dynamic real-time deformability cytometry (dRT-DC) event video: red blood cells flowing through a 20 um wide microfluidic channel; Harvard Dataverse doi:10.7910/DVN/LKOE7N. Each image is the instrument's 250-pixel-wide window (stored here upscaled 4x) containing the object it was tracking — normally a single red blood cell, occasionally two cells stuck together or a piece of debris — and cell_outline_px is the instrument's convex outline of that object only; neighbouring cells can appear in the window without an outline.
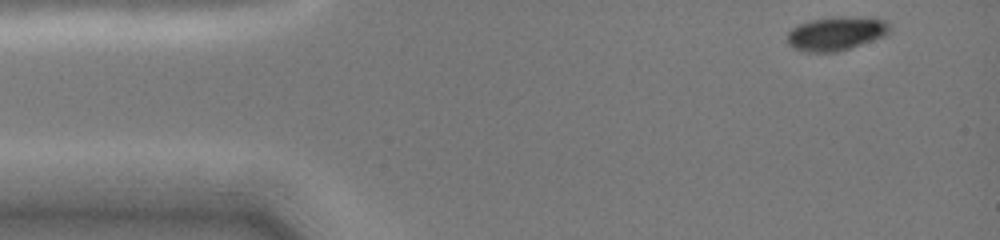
{"species": "common noctule bat (a hibernating species)", "species_latin": "Nyctalus noctula", "temperature_condition": "cold", "stored_images_in_passage": 47, "camera_frame_rate_fps": 3000, "um_per_image_px": 0.085, "animal": {"sex": "female", "body_mass_g": 19.0, "forearm_length_mm": 51.5}, "frame": {"image": 1, "passage_image": 1, "time_ms": 0.0, "image_size_px": [1000, 240], "cell_outline_px": [[888, 32], [884, 36], [852, 48], [836, 52], [808, 52], [792, 48], [788, 44], [788, 32], [792, 28], [800, 24], [812, 20], [884, 20], [888, 24]], "centroid_in_image_um": [70.98, 2.94], "position_along_channel_um": 14.0, "area_um2": 18.79}}
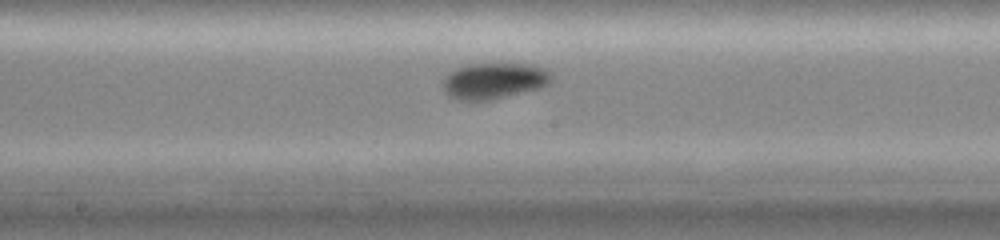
{"frame": {"image": 2, "passage_image": 24, "time_ms": 7.0, "image_size_px": [1000, 240], "cell_outline_px": [[552, 80], [548, 84], [540, 88], [492, 100], [456, 100], [448, 96], [444, 92], [444, 80], [448, 72], [456, 68], [468, 64], [532, 64], [544, 68], [552, 76]], "centroid_in_image_um": [41.98, 6.87], "position_along_channel_um": 206.2, "area_um2": 22.89}}
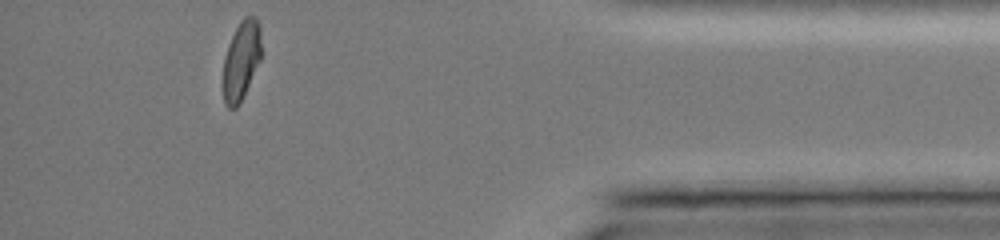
{"frame": {"image": 3, "passage_image": 47, "time_ms": 13.0, "image_size_px": [1000, 240], "cell_outline_px": [[260, 60], [244, 96], [240, 104], [236, 108], [228, 108], [224, 104], [224, 56], [228, 44], [240, 20], [244, 16], [256, 16], [260, 28]], "centroid_in_image_um": [20.51, 5.14], "position_along_channel_um": 414.7, "area_um2": 17.51}, "authors_computed_cell_mechanics": {"area_um2": 21.4438, "velocity_mm_per_s": 4.0119, "shape_relaxation_time_tau1_ms": 2.589, "shape_relaxation_time_tau2_ms": null, "deformation_change_tau1": 0.1074, "deformation_change_tau2": null}}